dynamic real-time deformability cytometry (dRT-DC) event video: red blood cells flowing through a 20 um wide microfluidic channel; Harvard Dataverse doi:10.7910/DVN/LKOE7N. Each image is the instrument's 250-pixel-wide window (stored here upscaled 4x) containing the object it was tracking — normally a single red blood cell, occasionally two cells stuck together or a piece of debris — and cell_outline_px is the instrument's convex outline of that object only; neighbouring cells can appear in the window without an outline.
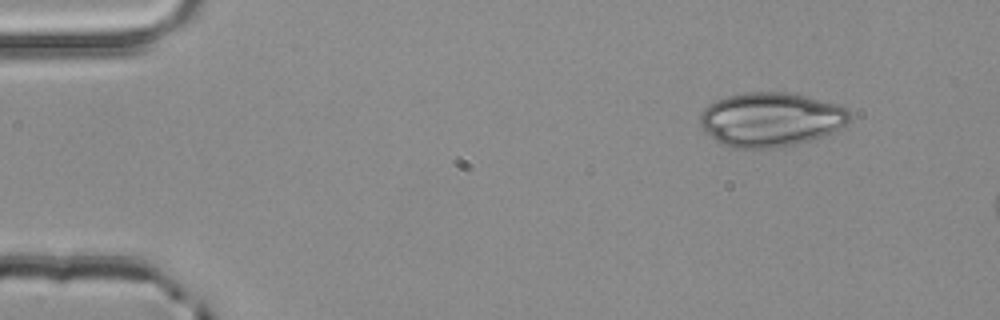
{"species": "common noctule bat (a hibernating species)", "species_latin": "Nyctalus noctula", "temperature_condition": "room temperature", "stored_images_in_passage": 3, "camera_frame_rate_fps": 3000, "um_per_image_px": 0.085, "animal": {"sex": "male", "body_mass_g": 20.4}, "frame": {"image": 1, "passage_image": 1, "time_ms": 0.0, "image_size_px": [1000, 320], "cell_outline_px": [[852, 116], [844, 124], [832, 132], [812, 140], [796, 144], [776, 148], [732, 148], [716, 140], [700, 124], [700, 112], [708, 104], [716, 100], [728, 96], [744, 92], [788, 92], [836, 104], [848, 108], [852, 112]], "centroid_in_image_um": [65.52, 10.15], "position_along_channel_um": 19.5, "area_um2": 47.05}}